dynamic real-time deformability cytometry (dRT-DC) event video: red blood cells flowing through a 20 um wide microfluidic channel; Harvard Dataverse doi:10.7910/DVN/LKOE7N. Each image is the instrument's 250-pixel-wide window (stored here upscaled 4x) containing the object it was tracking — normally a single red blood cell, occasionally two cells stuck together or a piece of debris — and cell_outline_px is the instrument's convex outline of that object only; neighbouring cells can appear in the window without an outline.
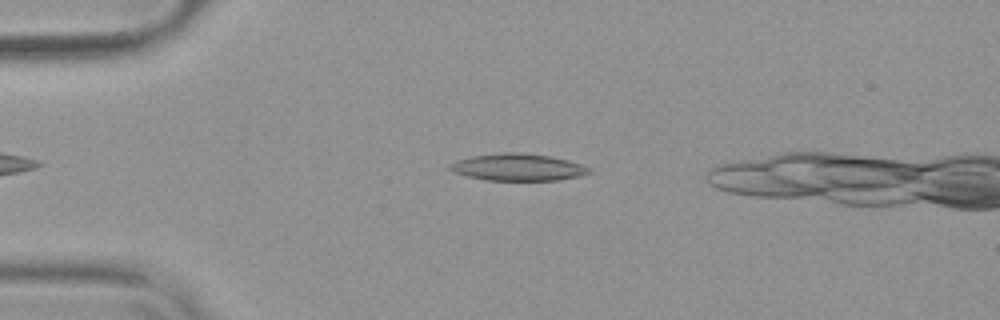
{"species": "common noctule bat (a hibernating species)", "species_latin": "Nyctalus noctula", "temperature_condition": "warm", "stored_images_in_passage": 44, "camera_frame_rate_fps": 3000, "um_per_image_px": 0.085, "animal": {"sex": "female", "body_mass_g": 19.9}, "frame": {"image": 1, "passage_image": 9, "time_ms": 2.667, "image_size_px": [1000, 320], "cell_outline_px": [[592, 172], [580, 176], [556, 180], [488, 180], [468, 176], [452, 172], [448, 168], [448, 164], [456, 160], [472, 156], [504, 152], [516, 152], [552, 156], [568, 160], [580, 164], [588, 168]], "centroid_in_image_um": [43.99, 14.21], "position_along_channel_um": 41.0, "area_um2": 21.85}}
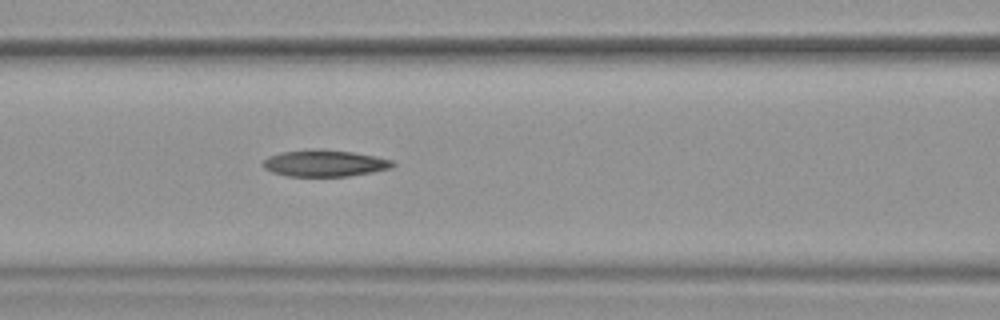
{"frame": {"image": 2, "passage_image": 19, "time_ms": 6.0, "image_size_px": [1000, 320], "cell_outline_px": [[396, 164], [392, 168], [372, 172], [348, 176], [288, 176], [272, 172], [264, 168], [260, 164], [268, 156], [280, 152], [312, 148], [316, 148], [352, 152], [376, 156], [392, 160]], "centroid_in_image_um": [27.57, 13.86], "position_along_channel_um": 139.0, "area_um2": 20.35}}
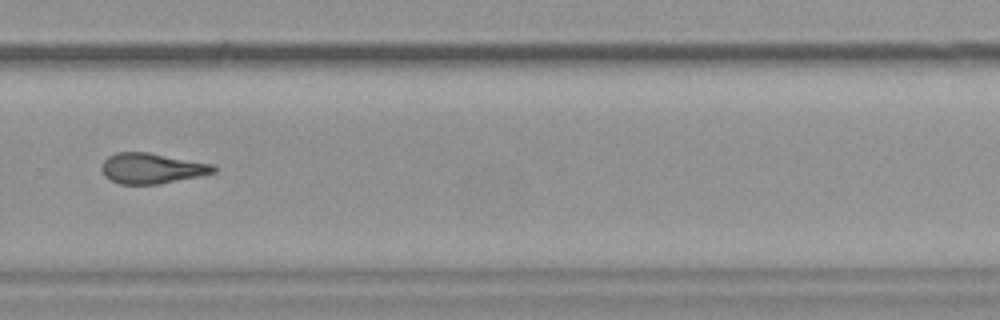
{"frame": {"image": 3, "passage_image": 33, "time_ms": 10.667, "image_size_px": [1000, 320], "cell_outline_px": [[216, 172], [160, 184], [120, 184], [104, 176], [104, 160], [108, 156], [116, 152], [148, 152], [212, 164], [216, 168]], "centroid_in_image_um": [12.91, 14.3], "position_along_channel_um": 316.9, "area_um2": 19.54}, "authors_computed_cell_mechanics": {"area_um2": 20.3745, "velocity_mm_per_s": 3.8194, "shape_relaxation_time_tau1_ms": null, "shape_relaxation_time_tau2_ms": 8.5706, "deformation_change_tau1": null, "deformation_change_tau2": 0.2329}}